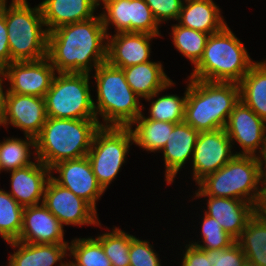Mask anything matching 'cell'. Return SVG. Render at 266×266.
<instances>
[{"instance_id": "obj_1", "label": "cell", "mask_w": 266, "mask_h": 266, "mask_svg": "<svg viewBox=\"0 0 266 266\" xmlns=\"http://www.w3.org/2000/svg\"><path fill=\"white\" fill-rule=\"evenodd\" d=\"M108 35L101 15L62 25L48 33L47 57L57 73H90L107 60Z\"/></svg>"}, {"instance_id": "obj_2", "label": "cell", "mask_w": 266, "mask_h": 266, "mask_svg": "<svg viewBox=\"0 0 266 266\" xmlns=\"http://www.w3.org/2000/svg\"><path fill=\"white\" fill-rule=\"evenodd\" d=\"M184 121L198 132L225 129L240 87L234 82H211L189 78Z\"/></svg>"}, {"instance_id": "obj_3", "label": "cell", "mask_w": 266, "mask_h": 266, "mask_svg": "<svg viewBox=\"0 0 266 266\" xmlns=\"http://www.w3.org/2000/svg\"><path fill=\"white\" fill-rule=\"evenodd\" d=\"M97 119L47 118L35 138V160L48 168L56 163L87 156L95 132L100 128Z\"/></svg>"}, {"instance_id": "obj_4", "label": "cell", "mask_w": 266, "mask_h": 266, "mask_svg": "<svg viewBox=\"0 0 266 266\" xmlns=\"http://www.w3.org/2000/svg\"><path fill=\"white\" fill-rule=\"evenodd\" d=\"M228 25L209 35L204 53L188 78L239 83L255 64Z\"/></svg>"}, {"instance_id": "obj_5", "label": "cell", "mask_w": 266, "mask_h": 266, "mask_svg": "<svg viewBox=\"0 0 266 266\" xmlns=\"http://www.w3.org/2000/svg\"><path fill=\"white\" fill-rule=\"evenodd\" d=\"M93 78L97 84V102L93 106L100 126L128 127L142 114L139 97L127 83L122 68L106 61L95 69ZM98 115L105 124L99 122Z\"/></svg>"}, {"instance_id": "obj_6", "label": "cell", "mask_w": 266, "mask_h": 266, "mask_svg": "<svg viewBox=\"0 0 266 266\" xmlns=\"http://www.w3.org/2000/svg\"><path fill=\"white\" fill-rule=\"evenodd\" d=\"M11 62L36 61L47 57L48 31L40 6L31 8L27 0L5 4Z\"/></svg>"}, {"instance_id": "obj_7", "label": "cell", "mask_w": 266, "mask_h": 266, "mask_svg": "<svg viewBox=\"0 0 266 266\" xmlns=\"http://www.w3.org/2000/svg\"><path fill=\"white\" fill-rule=\"evenodd\" d=\"M262 174L258 156L235 155L227 164L200 180L196 195L235 198L255 205Z\"/></svg>"}, {"instance_id": "obj_8", "label": "cell", "mask_w": 266, "mask_h": 266, "mask_svg": "<svg viewBox=\"0 0 266 266\" xmlns=\"http://www.w3.org/2000/svg\"><path fill=\"white\" fill-rule=\"evenodd\" d=\"M45 95L47 117L97 119L90 94L89 73H57Z\"/></svg>"}, {"instance_id": "obj_9", "label": "cell", "mask_w": 266, "mask_h": 266, "mask_svg": "<svg viewBox=\"0 0 266 266\" xmlns=\"http://www.w3.org/2000/svg\"><path fill=\"white\" fill-rule=\"evenodd\" d=\"M130 143L133 136L129 127L101 126L95 132L87 157L104 191L126 161Z\"/></svg>"}, {"instance_id": "obj_10", "label": "cell", "mask_w": 266, "mask_h": 266, "mask_svg": "<svg viewBox=\"0 0 266 266\" xmlns=\"http://www.w3.org/2000/svg\"><path fill=\"white\" fill-rule=\"evenodd\" d=\"M101 13L106 33L108 25L115 26L116 33L136 32L161 36L160 24L152 10L144 0H113L106 5Z\"/></svg>"}, {"instance_id": "obj_11", "label": "cell", "mask_w": 266, "mask_h": 266, "mask_svg": "<svg viewBox=\"0 0 266 266\" xmlns=\"http://www.w3.org/2000/svg\"><path fill=\"white\" fill-rule=\"evenodd\" d=\"M225 130L232 145L235 140L242 147V151L235 155L263 156L266 149V121L241 100L234 106ZM257 149H260V155L255 154Z\"/></svg>"}, {"instance_id": "obj_12", "label": "cell", "mask_w": 266, "mask_h": 266, "mask_svg": "<svg viewBox=\"0 0 266 266\" xmlns=\"http://www.w3.org/2000/svg\"><path fill=\"white\" fill-rule=\"evenodd\" d=\"M43 204L64 225H99L97 210L52 177L44 190Z\"/></svg>"}, {"instance_id": "obj_13", "label": "cell", "mask_w": 266, "mask_h": 266, "mask_svg": "<svg viewBox=\"0 0 266 266\" xmlns=\"http://www.w3.org/2000/svg\"><path fill=\"white\" fill-rule=\"evenodd\" d=\"M9 93L44 98L51 87L55 68L48 57L36 61L11 62L4 70Z\"/></svg>"}, {"instance_id": "obj_14", "label": "cell", "mask_w": 266, "mask_h": 266, "mask_svg": "<svg viewBox=\"0 0 266 266\" xmlns=\"http://www.w3.org/2000/svg\"><path fill=\"white\" fill-rule=\"evenodd\" d=\"M232 148L225 129L200 132L191 157L195 182L227 164L235 156Z\"/></svg>"}, {"instance_id": "obj_15", "label": "cell", "mask_w": 266, "mask_h": 266, "mask_svg": "<svg viewBox=\"0 0 266 266\" xmlns=\"http://www.w3.org/2000/svg\"><path fill=\"white\" fill-rule=\"evenodd\" d=\"M50 170L51 172L56 170L59 174L56 178L53 172L51 173L52 179L57 184L69 189L96 210V201L105 191L98 184L87 156L58 162Z\"/></svg>"}, {"instance_id": "obj_16", "label": "cell", "mask_w": 266, "mask_h": 266, "mask_svg": "<svg viewBox=\"0 0 266 266\" xmlns=\"http://www.w3.org/2000/svg\"><path fill=\"white\" fill-rule=\"evenodd\" d=\"M47 118L45 98L8 92L2 125L11 124L20 128L24 136L36 138Z\"/></svg>"}, {"instance_id": "obj_17", "label": "cell", "mask_w": 266, "mask_h": 266, "mask_svg": "<svg viewBox=\"0 0 266 266\" xmlns=\"http://www.w3.org/2000/svg\"><path fill=\"white\" fill-rule=\"evenodd\" d=\"M32 244H68L61 222L41 203L23 209L22 230L18 240Z\"/></svg>"}, {"instance_id": "obj_18", "label": "cell", "mask_w": 266, "mask_h": 266, "mask_svg": "<svg viewBox=\"0 0 266 266\" xmlns=\"http://www.w3.org/2000/svg\"><path fill=\"white\" fill-rule=\"evenodd\" d=\"M156 35L136 32L116 33L107 36V62L118 68L148 62L150 42Z\"/></svg>"}, {"instance_id": "obj_19", "label": "cell", "mask_w": 266, "mask_h": 266, "mask_svg": "<svg viewBox=\"0 0 266 266\" xmlns=\"http://www.w3.org/2000/svg\"><path fill=\"white\" fill-rule=\"evenodd\" d=\"M36 161L11 171V192L8 193L23 207L43 203L44 190L51 177L50 168L38 159Z\"/></svg>"}, {"instance_id": "obj_20", "label": "cell", "mask_w": 266, "mask_h": 266, "mask_svg": "<svg viewBox=\"0 0 266 266\" xmlns=\"http://www.w3.org/2000/svg\"><path fill=\"white\" fill-rule=\"evenodd\" d=\"M195 197L209 198L205 214L217 220L235 240L255 215L254 204L243 200L207 195H195Z\"/></svg>"}, {"instance_id": "obj_21", "label": "cell", "mask_w": 266, "mask_h": 266, "mask_svg": "<svg viewBox=\"0 0 266 266\" xmlns=\"http://www.w3.org/2000/svg\"><path fill=\"white\" fill-rule=\"evenodd\" d=\"M199 133L185 121L174 125L166 145L161 150L165 162V180L167 184L174 181L177 173L186 161L193 156Z\"/></svg>"}, {"instance_id": "obj_22", "label": "cell", "mask_w": 266, "mask_h": 266, "mask_svg": "<svg viewBox=\"0 0 266 266\" xmlns=\"http://www.w3.org/2000/svg\"><path fill=\"white\" fill-rule=\"evenodd\" d=\"M162 66L161 63L148 61L123 68L127 83L140 99L154 100L160 92L174 85Z\"/></svg>"}, {"instance_id": "obj_23", "label": "cell", "mask_w": 266, "mask_h": 266, "mask_svg": "<svg viewBox=\"0 0 266 266\" xmlns=\"http://www.w3.org/2000/svg\"><path fill=\"white\" fill-rule=\"evenodd\" d=\"M48 32L66 24L95 17L94 0H43L39 4Z\"/></svg>"}, {"instance_id": "obj_24", "label": "cell", "mask_w": 266, "mask_h": 266, "mask_svg": "<svg viewBox=\"0 0 266 266\" xmlns=\"http://www.w3.org/2000/svg\"><path fill=\"white\" fill-rule=\"evenodd\" d=\"M222 17L213 0H185L177 21L181 26L211 35L227 25Z\"/></svg>"}, {"instance_id": "obj_25", "label": "cell", "mask_w": 266, "mask_h": 266, "mask_svg": "<svg viewBox=\"0 0 266 266\" xmlns=\"http://www.w3.org/2000/svg\"><path fill=\"white\" fill-rule=\"evenodd\" d=\"M13 249L18 248L8 259L10 266H68V262H62L67 255L69 244H32L19 241L9 243Z\"/></svg>"}, {"instance_id": "obj_26", "label": "cell", "mask_w": 266, "mask_h": 266, "mask_svg": "<svg viewBox=\"0 0 266 266\" xmlns=\"http://www.w3.org/2000/svg\"><path fill=\"white\" fill-rule=\"evenodd\" d=\"M238 84L240 100L266 121V60L257 61Z\"/></svg>"}, {"instance_id": "obj_27", "label": "cell", "mask_w": 266, "mask_h": 266, "mask_svg": "<svg viewBox=\"0 0 266 266\" xmlns=\"http://www.w3.org/2000/svg\"><path fill=\"white\" fill-rule=\"evenodd\" d=\"M135 124L134 130L132 126ZM174 123L147 119L139 115L128 127L131 129L133 143L146 151H160L164 148L173 130Z\"/></svg>"}, {"instance_id": "obj_28", "label": "cell", "mask_w": 266, "mask_h": 266, "mask_svg": "<svg viewBox=\"0 0 266 266\" xmlns=\"http://www.w3.org/2000/svg\"><path fill=\"white\" fill-rule=\"evenodd\" d=\"M247 260L266 266V221L254 215L236 239Z\"/></svg>"}, {"instance_id": "obj_29", "label": "cell", "mask_w": 266, "mask_h": 266, "mask_svg": "<svg viewBox=\"0 0 266 266\" xmlns=\"http://www.w3.org/2000/svg\"><path fill=\"white\" fill-rule=\"evenodd\" d=\"M24 139L12 137L0 142V171L8 172L34 163L30 161V148H35V138L25 136Z\"/></svg>"}, {"instance_id": "obj_30", "label": "cell", "mask_w": 266, "mask_h": 266, "mask_svg": "<svg viewBox=\"0 0 266 266\" xmlns=\"http://www.w3.org/2000/svg\"><path fill=\"white\" fill-rule=\"evenodd\" d=\"M68 251L75 260L69 261L68 266H112L97 238H75Z\"/></svg>"}, {"instance_id": "obj_31", "label": "cell", "mask_w": 266, "mask_h": 266, "mask_svg": "<svg viewBox=\"0 0 266 266\" xmlns=\"http://www.w3.org/2000/svg\"><path fill=\"white\" fill-rule=\"evenodd\" d=\"M171 35L176 49L195 66L203 56L209 34L174 24Z\"/></svg>"}, {"instance_id": "obj_32", "label": "cell", "mask_w": 266, "mask_h": 266, "mask_svg": "<svg viewBox=\"0 0 266 266\" xmlns=\"http://www.w3.org/2000/svg\"><path fill=\"white\" fill-rule=\"evenodd\" d=\"M23 209L8 192L0 189V233L9 241H17L22 230Z\"/></svg>"}, {"instance_id": "obj_33", "label": "cell", "mask_w": 266, "mask_h": 266, "mask_svg": "<svg viewBox=\"0 0 266 266\" xmlns=\"http://www.w3.org/2000/svg\"><path fill=\"white\" fill-rule=\"evenodd\" d=\"M132 237L133 235L114 227L112 232L103 233L96 238L112 266H130L129 250Z\"/></svg>"}, {"instance_id": "obj_34", "label": "cell", "mask_w": 266, "mask_h": 266, "mask_svg": "<svg viewBox=\"0 0 266 266\" xmlns=\"http://www.w3.org/2000/svg\"><path fill=\"white\" fill-rule=\"evenodd\" d=\"M186 97L187 88L182 98L173 94L158 97L151 101L150 115L146 118L174 124L183 122Z\"/></svg>"}, {"instance_id": "obj_35", "label": "cell", "mask_w": 266, "mask_h": 266, "mask_svg": "<svg viewBox=\"0 0 266 266\" xmlns=\"http://www.w3.org/2000/svg\"><path fill=\"white\" fill-rule=\"evenodd\" d=\"M202 240L203 245L198 241L191 243L202 250H218L230 247L236 240L229 235L217 220L204 214L202 221Z\"/></svg>"}, {"instance_id": "obj_36", "label": "cell", "mask_w": 266, "mask_h": 266, "mask_svg": "<svg viewBox=\"0 0 266 266\" xmlns=\"http://www.w3.org/2000/svg\"><path fill=\"white\" fill-rule=\"evenodd\" d=\"M149 241L133 236L129 250L130 266H161L159 257Z\"/></svg>"}, {"instance_id": "obj_37", "label": "cell", "mask_w": 266, "mask_h": 266, "mask_svg": "<svg viewBox=\"0 0 266 266\" xmlns=\"http://www.w3.org/2000/svg\"><path fill=\"white\" fill-rule=\"evenodd\" d=\"M246 260L244 252L236 241L228 248L211 250L212 266H244Z\"/></svg>"}, {"instance_id": "obj_38", "label": "cell", "mask_w": 266, "mask_h": 266, "mask_svg": "<svg viewBox=\"0 0 266 266\" xmlns=\"http://www.w3.org/2000/svg\"><path fill=\"white\" fill-rule=\"evenodd\" d=\"M159 24L170 19L177 20L184 0H144Z\"/></svg>"}, {"instance_id": "obj_39", "label": "cell", "mask_w": 266, "mask_h": 266, "mask_svg": "<svg viewBox=\"0 0 266 266\" xmlns=\"http://www.w3.org/2000/svg\"><path fill=\"white\" fill-rule=\"evenodd\" d=\"M185 248L181 266H212L211 250H202L190 243Z\"/></svg>"}, {"instance_id": "obj_40", "label": "cell", "mask_w": 266, "mask_h": 266, "mask_svg": "<svg viewBox=\"0 0 266 266\" xmlns=\"http://www.w3.org/2000/svg\"><path fill=\"white\" fill-rule=\"evenodd\" d=\"M11 63L8 32L5 22V4L0 5V69L4 70Z\"/></svg>"}, {"instance_id": "obj_41", "label": "cell", "mask_w": 266, "mask_h": 266, "mask_svg": "<svg viewBox=\"0 0 266 266\" xmlns=\"http://www.w3.org/2000/svg\"><path fill=\"white\" fill-rule=\"evenodd\" d=\"M261 187L259 188V195L254 205L255 215L266 221V174H261Z\"/></svg>"}, {"instance_id": "obj_42", "label": "cell", "mask_w": 266, "mask_h": 266, "mask_svg": "<svg viewBox=\"0 0 266 266\" xmlns=\"http://www.w3.org/2000/svg\"><path fill=\"white\" fill-rule=\"evenodd\" d=\"M7 80L4 74V71L0 69V120L2 121L5 115L6 110V98L8 94V90L3 92V81Z\"/></svg>"}, {"instance_id": "obj_43", "label": "cell", "mask_w": 266, "mask_h": 266, "mask_svg": "<svg viewBox=\"0 0 266 266\" xmlns=\"http://www.w3.org/2000/svg\"><path fill=\"white\" fill-rule=\"evenodd\" d=\"M261 160H262V173L266 174V149L263 156H261Z\"/></svg>"}, {"instance_id": "obj_44", "label": "cell", "mask_w": 266, "mask_h": 266, "mask_svg": "<svg viewBox=\"0 0 266 266\" xmlns=\"http://www.w3.org/2000/svg\"><path fill=\"white\" fill-rule=\"evenodd\" d=\"M113 0H94V3L96 5V7H98L100 5V2L103 3V5H106L107 3L111 2Z\"/></svg>"}, {"instance_id": "obj_45", "label": "cell", "mask_w": 266, "mask_h": 266, "mask_svg": "<svg viewBox=\"0 0 266 266\" xmlns=\"http://www.w3.org/2000/svg\"><path fill=\"white\" fill-rule=\"evenodd\" d=\"M244 266H260L259 264L253 263L249 260H246Z\"/></svg>"}, {"instance_id": "obj_46", "label": "cell", "mask_w": 266, "mask_h": 266, "mask_svg": "<svg viewBox=\"0 0 266 266\" xmlns=\"http://www.w3.org/2000/svg\"><path fill=\"white\" fill-rule=\"evenodd\" d=\"M6 1L7 0H0V5L6 4L7 3ZM16 1H18V0H12L11 3L16 2Z\"/></svg>"}, {"instance_id": "obj_47", "label": "cell", "mask_w": 266, "mask_h": 266, "mask_svg": "<svg viewBox=\"0 0 266 266\" xmlns=\"http://www.w3.org/2000/svg\"><path fill=\"white\" fill-rule=\"evenodd\" d=\"M2 239H4L8 244L10 243L1 233H0Z\"/></svg>"}]
</instances>
